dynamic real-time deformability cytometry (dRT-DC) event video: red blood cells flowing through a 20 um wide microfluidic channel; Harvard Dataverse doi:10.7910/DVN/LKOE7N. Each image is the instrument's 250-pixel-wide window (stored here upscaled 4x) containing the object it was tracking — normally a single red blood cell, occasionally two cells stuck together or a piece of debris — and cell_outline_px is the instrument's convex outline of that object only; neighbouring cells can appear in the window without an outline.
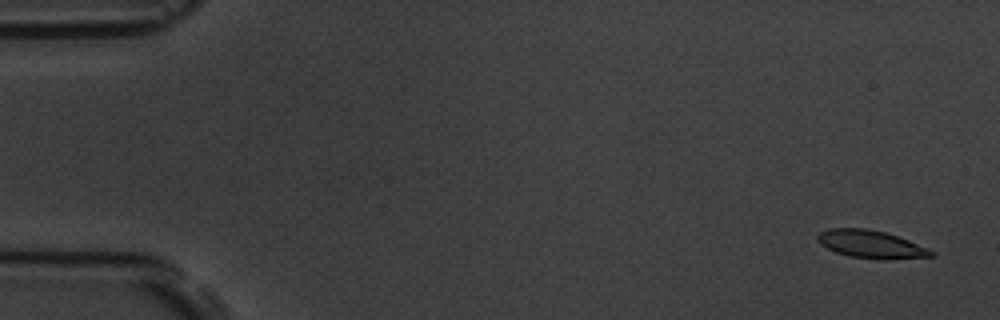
{"species": "common noctule bat (a hibernating species)", "species_latin": "Nyctalus noctula", "temperature_condition": "room temperature", "stored_images_in_passage": 5, "camera_frame_rate_fps": 3000, "um_per_image_px": 0.085, "animal": {"sex": "male", "body_mass_g": 19.5, "forearm_length_mm": 54.6}, "frame": {"image": 1, "passage_image": 1, "time_ms": 0.0, "image_size_px": [1000, 320], "cell_outline_px": [[936, 256], [884, 260], [848, 256], [836, 252], [820, 244], [816, 240], [816, 236], [820, 232], [828, 228], [864, 228], [884, 232], [908, 240], [928, 248], [936, 252]], "centroid_in_image_um": [74.03, 20.77], "position_along_channel_um": 11.0, "area_um2": 18.5}}
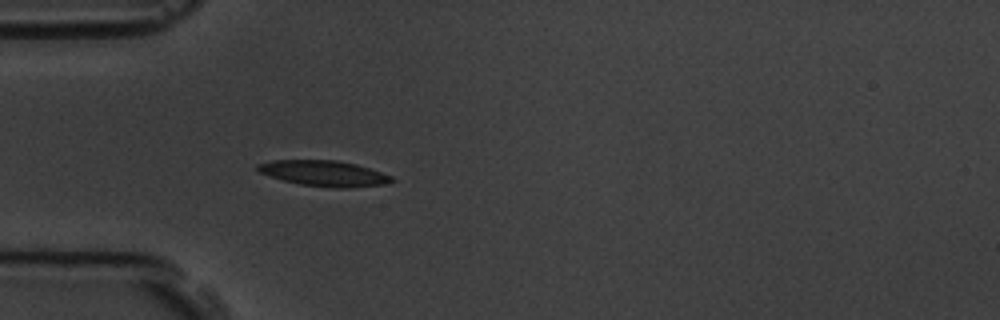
{"frame": {"image": 2, "passage_image": 5, "time_ms": 4.667, "image_size_px": [1000, 320], "cell_outline_px": [[396, 180], [384, 184], [348, 188], [336, 188], [300, 184], [284, 180], [260, 172], [256, 168], [256, 164], [272, 160], [336, 160], [356, 164], [392, 176]], "centroid_in_image_um": [27.55, 14.73], "position_along_channel_um": 57.4, "area_um2": 19.83}}